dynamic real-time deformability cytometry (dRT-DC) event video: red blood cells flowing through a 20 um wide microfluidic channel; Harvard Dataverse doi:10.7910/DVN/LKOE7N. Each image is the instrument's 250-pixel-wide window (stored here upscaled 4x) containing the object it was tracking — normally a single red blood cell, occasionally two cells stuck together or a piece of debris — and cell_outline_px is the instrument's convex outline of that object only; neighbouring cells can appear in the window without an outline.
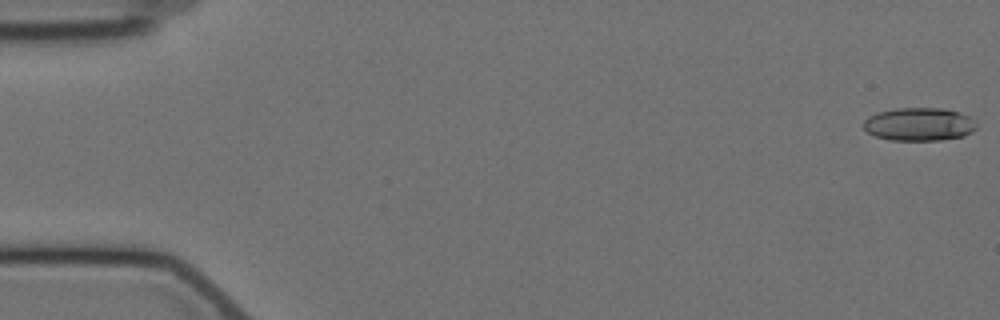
{"species": "Egyptian fruit bat (a non-hibernating species)", "species_latin": "Rousettus aegyptiacus", "temperature_condition": "cold", "stored_images_in_passage": 47, "camera_frame_rate_fps": 3000, "um_per_image_px": 0.085, "animal": {"sex": "female"}, "frame": {"image": 1, "passage_image": 1, "time_ms": 0.0, "image_size_px": [1000, 320], "cell_outline_px": [[976, 128], [972, 132], [964, 136], [940, 140], [892, 140], [876, 136], [868, 132], [864, 128], [864, 120], [868, 116], [876, 112], [896, 108], [940, 108], [960, 112], [976, 120]], "centroid_in_image_um": [78.14, 10.55], "position_along_channel_um": 6.9, "area_um2": 21.91}}
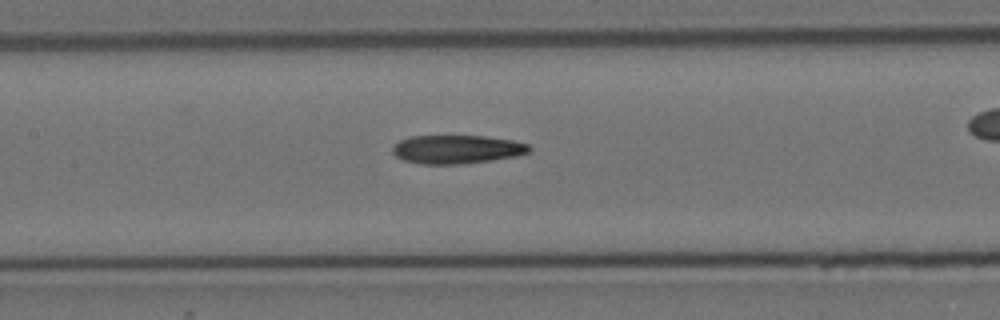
{"frame": {"image": 2, "passage_image": 27, "time_ms": 8.667, "image_size_px": [1000, 320], "cell_outline_px": [[532, 148], [528, 152], [516, 156], [460, 164], [420, 164], [404, 160], [396, 156], [392, 152], [392, 144], [400, 140], [412, 136], [484, 136], [512, 140], [528, 144]], "centroid_in_image_um": [38.79, 12.69], "position_along_channel_um": 168.6, "area_um2": 22.66}}
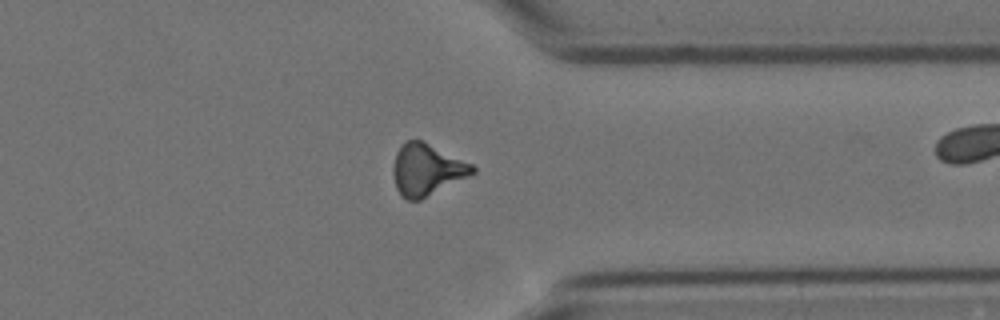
{"frame": {"image": 3, "passage_image": 45, "time_ms": 14.667, "image_size_px": [1000, 320], "cell_outline_px": [[476, 172], [420, 200], [408, 200], [400, 196], [396, 188], [392, 172], [392, 168], [396, 152], [400, 144], [404, 140], [420, 140], [472, 164], [476, 168]], "centroid_in_image_um": [36.22, 14.43], "position_along_channel_um": 375.2, "area_um2": 23.7}}